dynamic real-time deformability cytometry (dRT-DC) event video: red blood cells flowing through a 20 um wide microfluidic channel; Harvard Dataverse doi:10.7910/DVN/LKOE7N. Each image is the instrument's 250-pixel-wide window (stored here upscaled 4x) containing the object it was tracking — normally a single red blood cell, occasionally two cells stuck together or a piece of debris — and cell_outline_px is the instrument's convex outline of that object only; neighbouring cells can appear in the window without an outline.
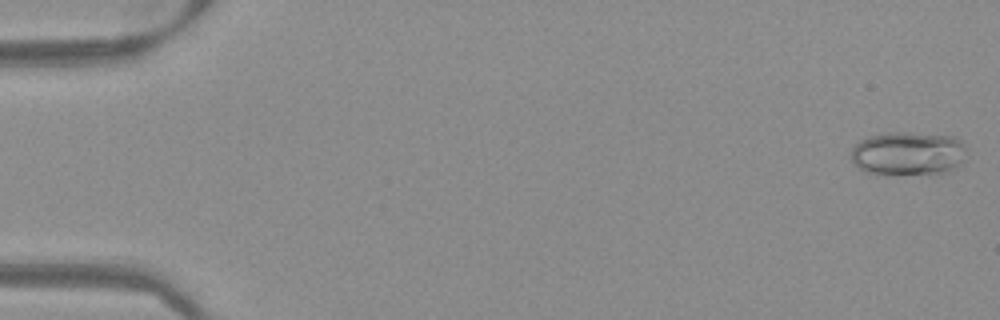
{"species": "Egyptian fruit bat (a non-hibernating species)", "species_latin": "Rousettus aegyptiacus", "temperature_condition": "warm", "stored_images_in_passage": 51, "camera_frame_rate_fps": 3000, "um_per_image_px": 0.085, "frame": {"image": 1, "passage_image": 1, "time_ms": 0.0, "image_size_px": [1000, 320], "cell_outline_px": [[964, 148], [960, 164], [956, 168], [944, 172], [888, 176], [868, 172], [860, 168], [852, 160], [852, 148], [860, 140], [868, 136], [888, 132], [908, 132], [952, 136], [960, 140], [964, 144]], "centroid_in_image_um": [77.15, 13.05], "position_along_channel_um": 7.8, "area_um2": 29.48}}
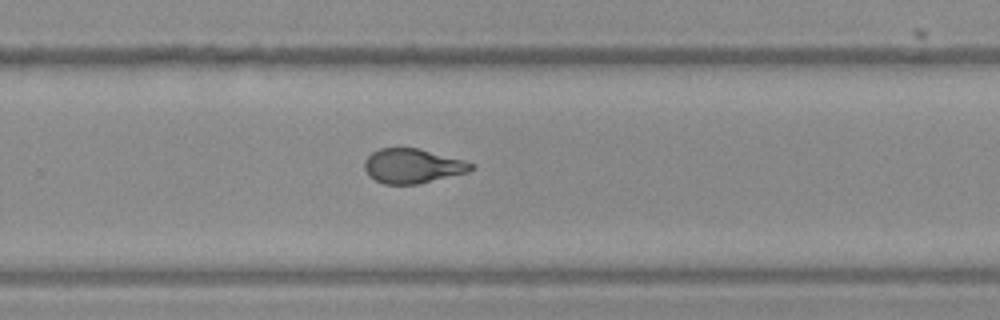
{"frame": {"image": 2, "passage_image": 34, "time_ms": 11.0, "image_size_px": [1000, 320], "cell_outline_px": [[476, 168], [468, 172], [420, 184], [384, 184], [368, 176], [364, 168], [364, 160], [372, 152], [380, 148], [420, 148], [464, 160], [476, 164]], "centroid_in_image_um": [35.09, 14.11], "position_along_channel_um": 294.7, "area_um2": 21.73}}
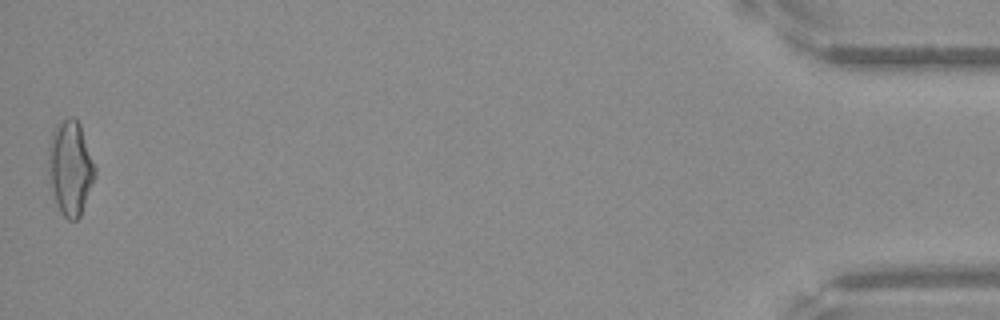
{"frame": {"image": 3, "passage_image": 51, "time_ms": 16.667, "image_size_px": [1000, 320], "cell_outline_px": [[96, 176], [80, 216], [76, 220], [68, 220], [60, 212], [56, 204], [48, 184], [48, 148], [52, 128], [56, 124], [68, 116], [72, 116], [80, 124], [96, 168]], "centroid_in_image_um": [5.95, 14.27], "position_along_channel_um": 429.3, "area_um2": 26.18}}